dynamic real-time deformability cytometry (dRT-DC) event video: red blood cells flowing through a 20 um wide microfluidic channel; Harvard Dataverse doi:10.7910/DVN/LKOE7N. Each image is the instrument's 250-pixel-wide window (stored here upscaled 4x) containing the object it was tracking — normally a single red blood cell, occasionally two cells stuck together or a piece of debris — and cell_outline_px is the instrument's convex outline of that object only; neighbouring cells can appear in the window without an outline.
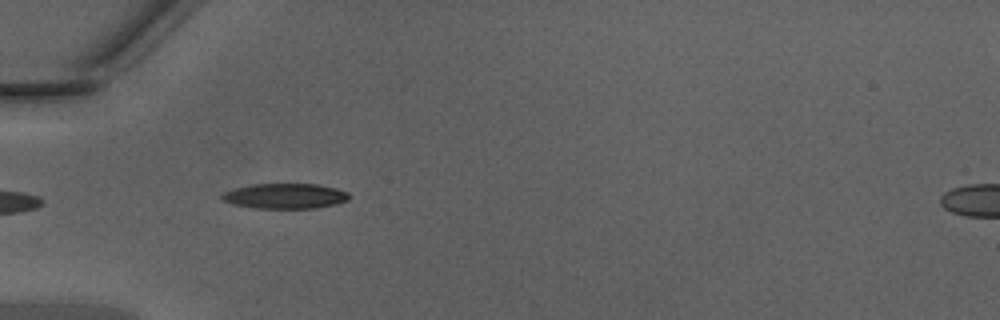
{"species": "Egyptian fruit bat (a non-hibernating species)", "species_latin": "Rousettus aegyptiacus", "temperature_condition": "warm", "stored_images_in_passage": 6, "camera_frame_rate_fps": 3000, "um_per_image_px": 0.085, "animal": {"sex": "male"}, "frame": {"image": 1, "passage_image": 3, "time_ms": 0.667, "image_size_px": [1000, 320], "cell_outline_px": [[348, 200], [336, 204], [316, 208], [256, 208], [232, 204], [224, 200], [220, 196], [224, 192], [232, 188], [252, 184], [316, 184], [336, 188], [348, 192]], "centroid_in_image_um": [24.21, 16.66], "position_along_channel_um": 60.8, "area_um2": 18.67}}
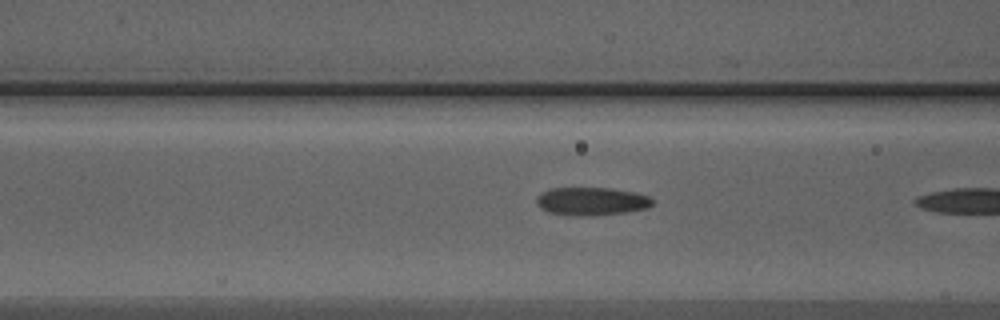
{"frame": {"image": 2, "passage_image": 5, "time_ms": 1.333, "image_size_px": [1000, 320], "cell_outline_px": [[652, 204], [648, 208], [628, 212], [584, 216], [548, 212], [540, 208], [536, 200], [536, 196], [540, 192], [548, 188], [608, 188], [632, 192], [648, 196], [652, 200]], "centroid_in_image_um": [50.24, 17.1], "position_along_channel_um": 116.4, "area_um2": 18.84}}